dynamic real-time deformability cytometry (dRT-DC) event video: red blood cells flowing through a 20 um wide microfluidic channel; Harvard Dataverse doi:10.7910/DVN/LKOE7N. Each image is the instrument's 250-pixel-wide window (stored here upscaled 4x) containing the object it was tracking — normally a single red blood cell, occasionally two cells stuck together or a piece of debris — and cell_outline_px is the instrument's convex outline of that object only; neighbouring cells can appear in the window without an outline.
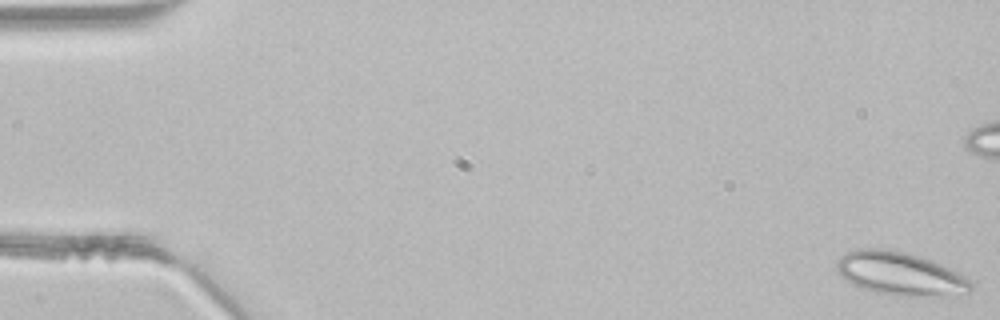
{"species": "common noctule bat (a hibernating species)", "species_latin": "Nyctalus noctula", "temperature_condition": "room temperature", "stored_images_in_passage": 48, "camera_frame_rate_fps": 3000, "um_per_image_px": 0.085, "animal": {"sex": "male", "body_mass_g": 21.5, "forearm_length_mm": 52.0}, "frame": {"image": 1, "passage_image": 1, "time_ms": 0.0, "image_size_px": [1000, 320], "cell_outline_px": [[972, 288], [968, 292], [920, 296], [896, 296], [876, 292], [852, 284], [840, 276], [836, 268], [836, 260], [840, 256], [856, 248], [884, 248], [904, 252], [920, 256], [932, 260], [964, 276], [972, 284]], "centroid_in_image_um": [76.43, 23.24], "position_along_channel_um": 8.6, "area_um2": 33.47}}
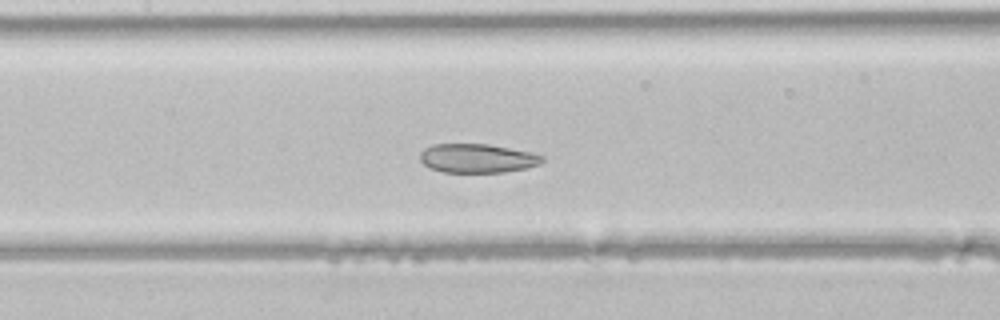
{"frame": {"image": 2, "passage_image": 22, "time_ms": 7.0, "image_size_px": [1000, 320], "cell_outline_px": [[544, 160], [540, 164], [528, 168], [504, 172], [444, 172], [432, 168], [424, 164], [420, 160], [420, 152], [424, 148], [432, 144], [488, 144], [528, 152], [544, 156]], "centroid_in_image_um": [40.57, 13.45], "position_along_channel_um": 166.8, "area_um2": 20.52}}
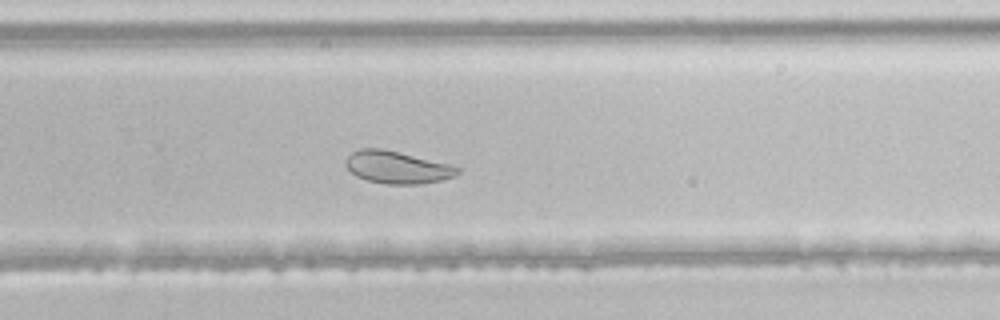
{"frame": {"image": 3, "passage_image": 31, "time_ms": 10.0, "image_size_px": [1000, 320], "cell_outline_px": [[460, 172], [456, 176], [440, 180], [420, 184], [388, 184], [368, 180], [356, 176], [344, 164], [344, 160], [352, 152], [360, 148], [384, 148], [448, 164], [460, 168]], "centroid_in_image_um": [33.74, 14.21], "position_along_channel_um": 296.1, "area_um2": 21.04}}